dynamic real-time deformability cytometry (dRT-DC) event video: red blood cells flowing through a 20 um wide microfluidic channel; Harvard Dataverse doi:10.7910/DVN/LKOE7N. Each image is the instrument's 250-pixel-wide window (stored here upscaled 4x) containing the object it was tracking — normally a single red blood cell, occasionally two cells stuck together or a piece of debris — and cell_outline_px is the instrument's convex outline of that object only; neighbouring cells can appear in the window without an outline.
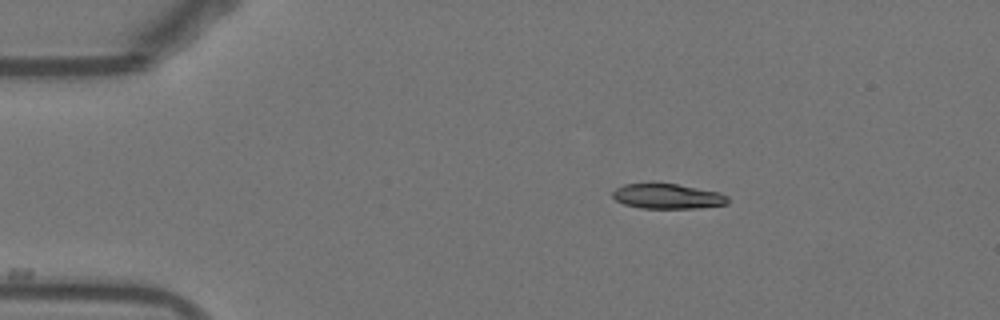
{"species": "Egyptian fruit bat (a non-hibernating species)", "species_latin": "Rousettus aegyptiacus", "temperature_condition": "warm", "stored_images_in_passage": 23, "camera_frame_rate_fps": 3000, "um_per_image_px": 0.085, "animal": {"sex": "female"}, "frame": {"image": 1, "passage_image": 1, "time_ms": 0.0, "image_size_px": [1000, 320], "cell_outline_px": [[728, 204], [700, 208], [640, 208], [624, 204], [616, 200], [612, 196], [612, 192], [616, 188], [624, 184], [676, 184], [720, 192], [728, 196]], "centroid_in_image_um": [56.76, 16.69], "position_along_channel_um": 28.2, "area_um2": 16.7}}
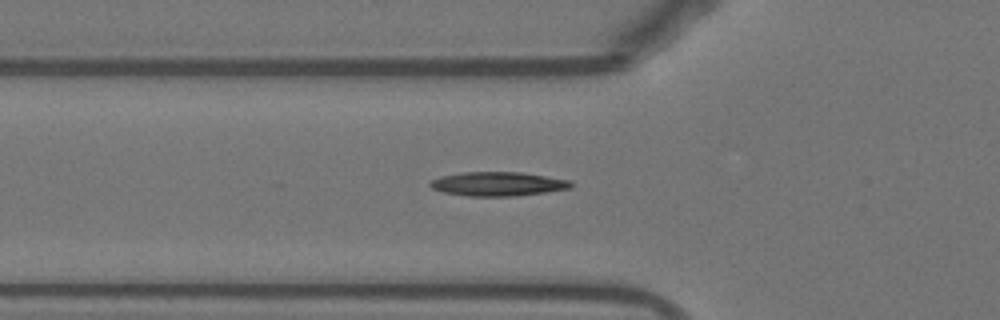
{"frame": {"image": 2, "passage_image": 10, "time_ms": 3.0, "image_size_px": [1000, 320], "cell_outline_px": [[576, 184], [572, 188], [516, 196], [468, 196], [444, 192], [432, 188], [428, 184], [432, 180], [440, 176], [464, 172], [520, 172], [572, 180]], "centroid_in_image_um": [42.37, 15.63], "position_along_channel_um": 83.4, "area_um2": 19.83}}